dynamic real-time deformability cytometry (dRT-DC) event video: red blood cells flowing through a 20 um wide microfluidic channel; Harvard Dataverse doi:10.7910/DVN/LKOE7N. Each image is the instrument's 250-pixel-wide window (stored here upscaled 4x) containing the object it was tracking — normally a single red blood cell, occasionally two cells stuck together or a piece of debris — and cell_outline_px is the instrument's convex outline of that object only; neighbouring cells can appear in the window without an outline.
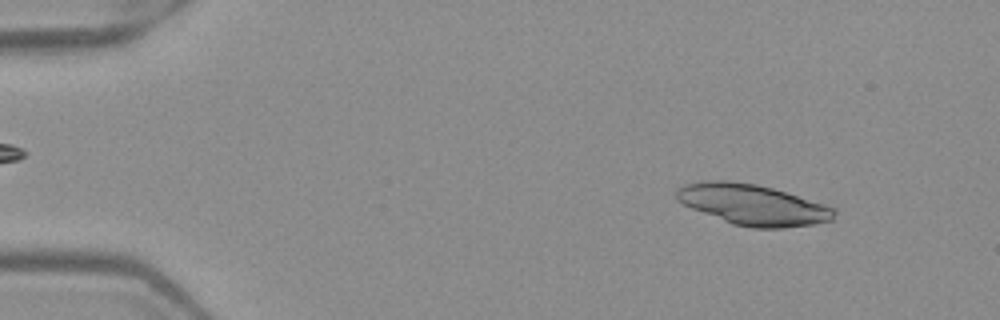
{"species": "Egyptian fruit bat (a non-hibernating species)", "species_latin": "Rousettus aegyptiacus", "temperature_condition": "warm", "stored_images_in_passage": 50, "camera_frame_rate_fps": 3000, "um_per_image_px": 0.085, "frame": {"image": 1, "passage_image": 5, "time_ms": 1.333, "image_size_px": [1000, 320], "cell_outline_px": [[836, 212], [832, 220], [812, 224], [784, 228], [752, 228], [732, 224], [692, 208], [676, 200], [676, 188], [684, 184], [700, 180], [728, 180], [756, 184], [772, 188], [824, 204], [836, 208]], "centroid_in_image_um": [63.95, 17.39], "position_along_channel_um": 21.0, "area_um2": 37.4}}